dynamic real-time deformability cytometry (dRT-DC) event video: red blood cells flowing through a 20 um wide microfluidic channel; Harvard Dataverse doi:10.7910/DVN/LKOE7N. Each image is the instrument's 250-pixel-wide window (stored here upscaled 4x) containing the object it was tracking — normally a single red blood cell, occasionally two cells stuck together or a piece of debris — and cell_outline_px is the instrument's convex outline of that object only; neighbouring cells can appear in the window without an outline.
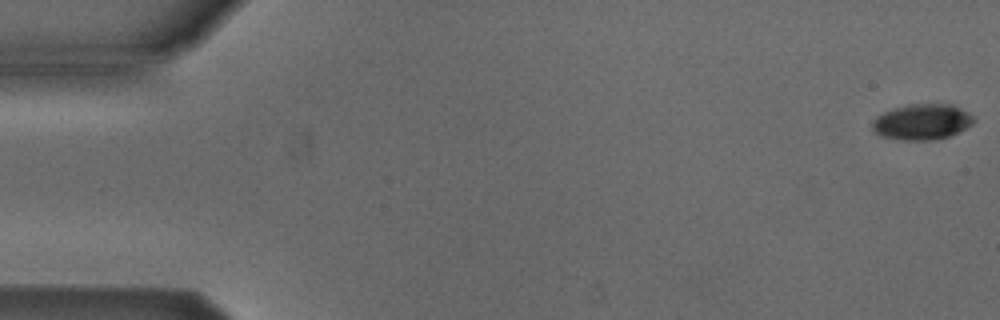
{"species": "Egyptian fruit bat (a non-hibernating species)", "species_latin": "Rousettus aegyptiacus", "temperature_condition": "cold", "stored_images_in_passage": 54, "camera_frame_rate_fps": 3000, "um_per_image_px": 0.085, "animal": {"sex": "male"}, "frame": {"image": 1, "passage_image": 1, "time_ms": 0.0, "image_size_px": [1000, 320], "cell_outline_px": [[976, 120], [972, 124], [948, 136], [936, 140], [900, 140], [884, 136], [876, 132], [872, 128], [872, 120], [876, 116], [884, 112], [896, 108], [912, 104], [952, 104], [968, 112]], "centroid_in_image_um": [78.37, 10.36], "position_along_channel_um": 6.6, "area_um2": 20.87}}
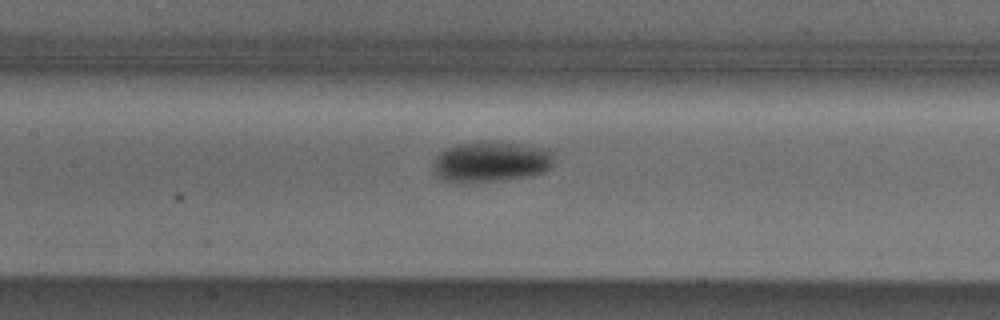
{"frame": {"image": 2, "passage_image": 25, "time_ms": 8.0, "image_size_px": [1000, 320], "cell_outline_px": [[552, 164], [544, 172], [528, 176], [488, 180], [452, 180], [440, 176], [436, 172], [432, 164], [436, 156], [444, 148], [456, 144], [480, 140], [500, 140], [528, 144], [552, 148]], "centroid_in_image_um": [41.8, 13.64], "position_along_channel_um": 165.6, "area_um2": 28.44}}
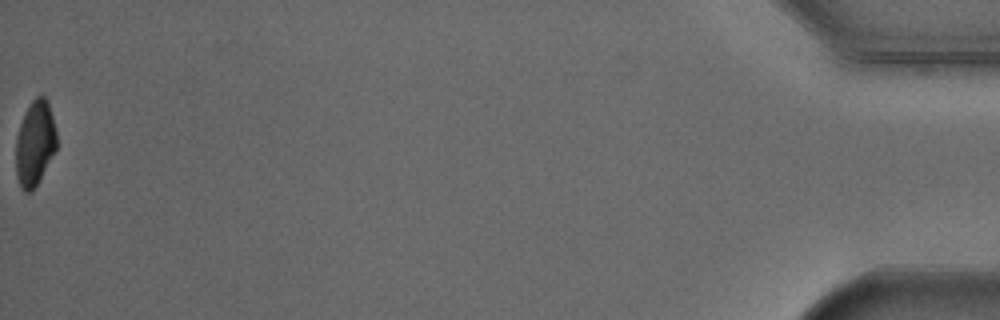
{"frame": {"image": 3, "passage_image": 54, "time_ms": 17.667, "image_size_px": [1000, 320], "cell_outline_px": [[56, 148], [32, 192], [24, 192], [20, 188], [16, 176], [16, 136], [24, 112], [32, 100], [36, 96], [44, 96], [48, 100], [56, 132]], "centroid_in_image_um": [2.94, 12.17], "position_along_channel_um": 432.3, "area_um2": 20.11}, "authors_computed_cell_mechanics": {"area_um2": 23.2645, "velocity_mm_per_s": 3.8561, "shape_relaxation_time_tau1_ms": 1.9955, "shape_relaxation_time_tau2_ms": null, "deformation_change_tau1": 0.1027, "deformation_change_tau2": null}}